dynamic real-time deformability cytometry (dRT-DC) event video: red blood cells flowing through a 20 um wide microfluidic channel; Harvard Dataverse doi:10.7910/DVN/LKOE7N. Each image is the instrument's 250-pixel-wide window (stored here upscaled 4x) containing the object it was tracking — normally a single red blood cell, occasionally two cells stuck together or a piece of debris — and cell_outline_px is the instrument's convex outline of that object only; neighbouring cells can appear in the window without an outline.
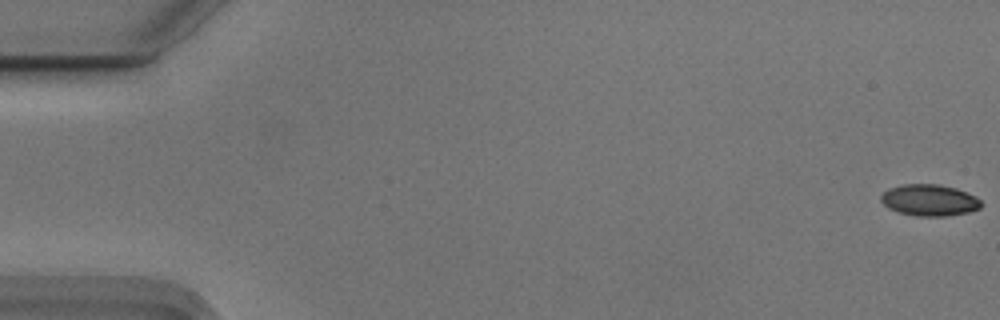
{"species": "Egyptian fruit bat (a non-hibernating species)", "species_latin": "Rousettus aegyptiacus", "temperature_condition": "cold", "stored_images_in_passage": 56, "camera_frame_rate_fps": 3000, "um_per_image_px": 0.085, "animal": {"sex": "male"}, "frame": {"image": 1, "passage_image": 1, "time_ms": 0.0, "image_size_px": [1000, 320], "cell_outline_px": [[984, 204], [980, 208], [968, 212], [944, 216], [916, 216], [900, 212], [888, 208], [880, 200], [880, 196], [888, 188], [904, 184], [936, 184], [956, 188], [976, 196]], "centroid_in_image_um": [79.01, 17.01], "position_along_channel_um": 6.0, "area_um2": 18.38}}
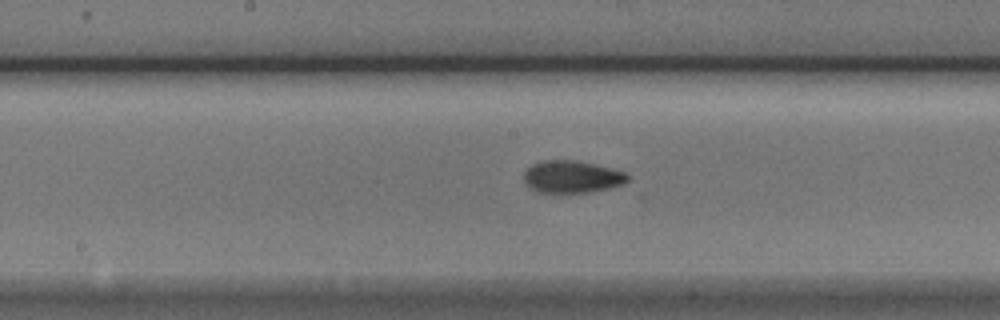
{"frame": {"image": 2, "passage_image": 29, "time_ms": 9.333, "image_size_px": [1000, 320], "cell_outline_px": [[628, 180], [624, 184], [592, 192], [560, 196], [552, 196], [528, 188], [524, 180], [524, 172], [532, 164], [544, 160], [576, 160], [612, 168], [624, 172], [628, 176]], "centroid_in_image_um": [48.57, 15.08], "position_along_channel_um": 199.6, "area_um2": 20.35}}
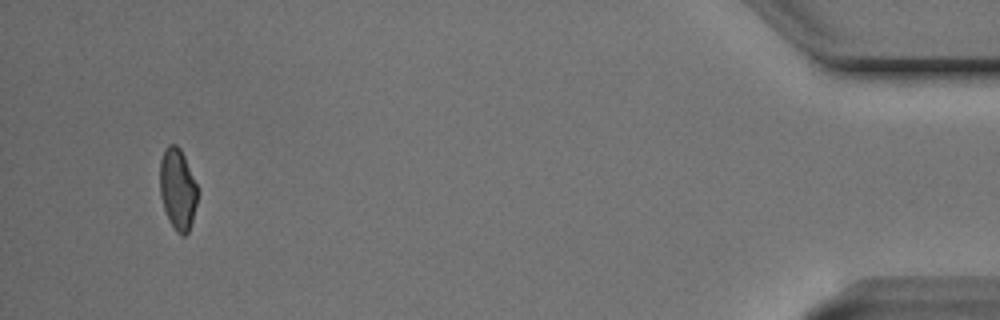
{"frame": {"image": 3, "passage_image": 53, "time_ms": 17.333, "image_size_px": [1000, 320], "cell_outline_px": [[196, 204], [192, 220], [188, 232], [184, 236], [180, 236], [176, 232], [168, 220], [160, 196], [160, 160], [164, 148], [168, 144], [176, 144], [180, 148], [184, 156], [196, 184]], "centroid_in_image_um": [15.07, 16.07], "position_along_channel_um": 420.1, "area_um2": 17.74}, "authors_computed_cell_mechanics": {"area_um2": 18.9295, "velocity_mm_per_s": 3.7324, "shape_relaxation_time_tau1_ms": 4.3825, "shape_relaxation_time_tau2_ms": 2.587, "deformation_change_tau1": 0.1307, "deformation_change_tau2": 0.0799}}